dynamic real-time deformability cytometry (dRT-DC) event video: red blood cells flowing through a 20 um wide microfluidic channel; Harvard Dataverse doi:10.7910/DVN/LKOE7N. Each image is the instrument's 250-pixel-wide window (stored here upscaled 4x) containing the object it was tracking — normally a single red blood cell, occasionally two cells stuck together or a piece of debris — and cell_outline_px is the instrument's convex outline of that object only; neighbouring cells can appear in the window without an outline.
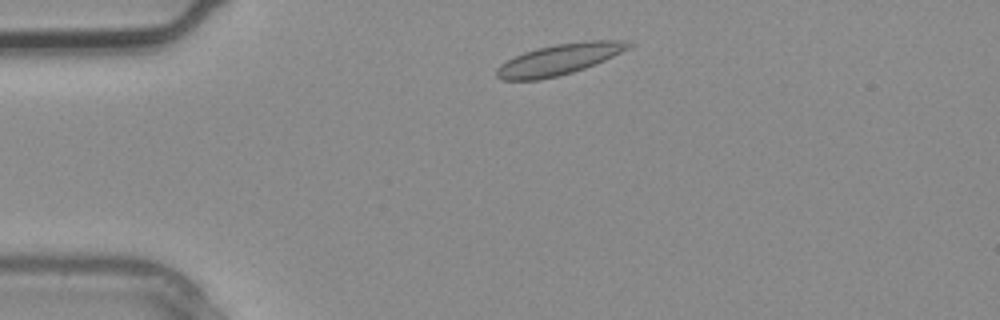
{"species": "common noctule bat (a hibernating species)", "species_latin": "Nyctalus noctula", "temperature_condition": "warm", "stored_images_in_passage": 2, "camera_frame_rate_fps": 3000, "um_per_image_px": 0.085, "animal": {"sex": "male", "body_mass_g": 20.4}, "frame": {"image": 1, "passage_image": 2, "time_ms": 0.333, "image_size_px": [1000, 320], "cell_outline_px": [[632, 44], [628, 48], [604, 60], [584, 68], [572, 72], [540, 80], [500, 80], [496, 76], [496, 68], [500, 64], [524, 52], [536, 48], [556, 44], [592, 40], [624, 40]], "centroid_in_image_um": [47.47, 5.05], "position_along_channel_um": 37.5, "area_um2": 23.41}}